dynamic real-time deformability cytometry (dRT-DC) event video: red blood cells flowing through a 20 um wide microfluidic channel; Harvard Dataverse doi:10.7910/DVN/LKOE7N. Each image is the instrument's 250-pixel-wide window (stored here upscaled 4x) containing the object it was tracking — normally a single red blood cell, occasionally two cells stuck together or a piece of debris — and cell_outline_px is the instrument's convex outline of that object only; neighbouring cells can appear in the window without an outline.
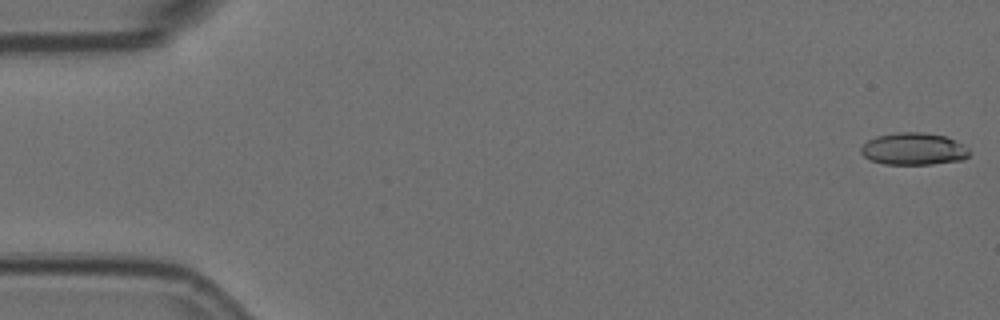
{"species": "Egyptian fruit bat (a non-hibernating species)", "species_latin": "Rousettus aegyptiacus", "temperature_condition": "room temperature", "stored_images_in_passage": 4, "camera_frame_rate_fps": 3000, "um_per_image_px": 0.085, "animal": {"sex": "female"}, "frame": {"image": 1, "passage_image": 1, "time_ms": 0.0, "image_size_px": [1000, 320], "cell_outline_px": [[968, 156], [964, 160], [932, 164], [884, 164], [868, 160], [860, 152], [860, 148], [868, 140], [876, 136], [896, 132], [924, 132], [944, 136], [964, 144], [968, 148]], "centroid_in_image_um": [77.64, 12.66], "position_along_channel_um": 7.4, "area_um2": 20.46}}
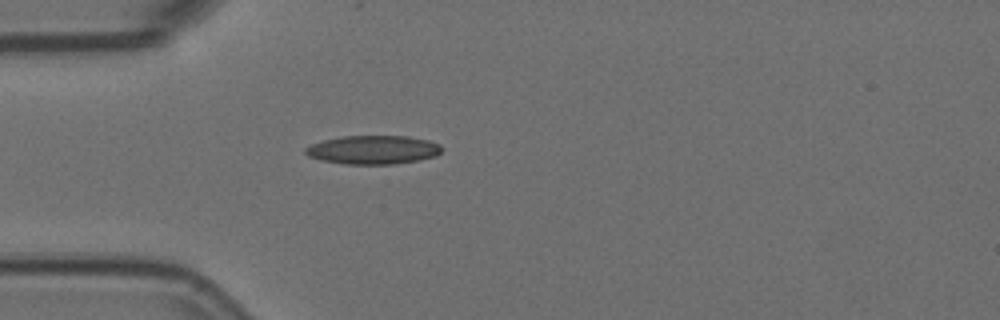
{"frame": {"image": 2, "passage_image": 4, "time_ms": 1.0, "image_size_px": [1000, 320], "cell_outline_px": [[444, 148], [436, 156], [420, 160], [392, 164], [344, 164], [320, 160], [308, 156], [304, 152], [304, 148], [312, 144], [324, 140], [340, 136], [408, 136], [428, 140], [440, 144]], "centroid_in_image_um": [31.72, 12.73], "position_along_channel_um": 53.3, "area_um2": 22.95}}